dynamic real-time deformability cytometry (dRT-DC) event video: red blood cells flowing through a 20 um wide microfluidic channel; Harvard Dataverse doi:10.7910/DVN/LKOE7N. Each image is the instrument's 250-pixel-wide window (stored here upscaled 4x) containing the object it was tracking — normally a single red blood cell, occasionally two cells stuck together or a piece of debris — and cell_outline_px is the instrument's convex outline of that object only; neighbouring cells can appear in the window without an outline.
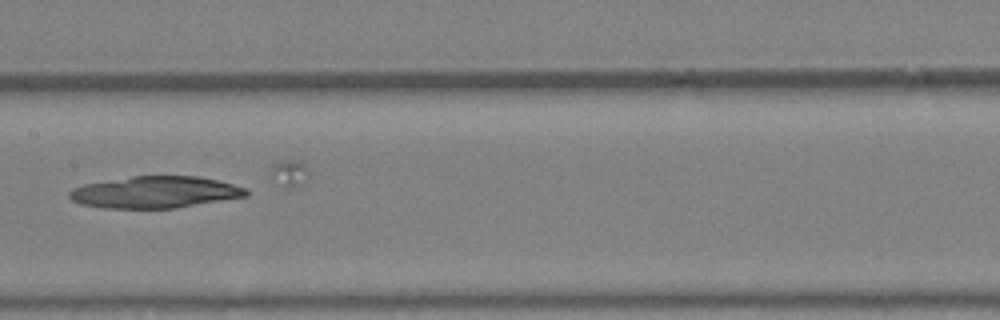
{"species": "Egyptian fruit bat (a non-hibernating species)", "species_latin": "Rousettus aegyptiacus", "temperature_condition": "warm", "stored_images_in_passage": 22, "camera_frame_rate_fps": 3000, "um_per_image_px": 0.085, "animal": {"sex": "female"}, "frame": {"image": 1, "passage_image": 11, "time_ms": 3.333, "image_size_px": [1000, 320], "cell_outline_px": [[248, 196], [176, 208], [104, 208], [80, 204], [72, 200], [68, 196], [68, 192], [72, 188], [84, 184], [132, 176], [196, 176], [216, 180], [248, 188]], "centroid_in_image_um": [13.17, 16.34], "position_along_channel_um": 194.2, "area_um2": 32.71}}
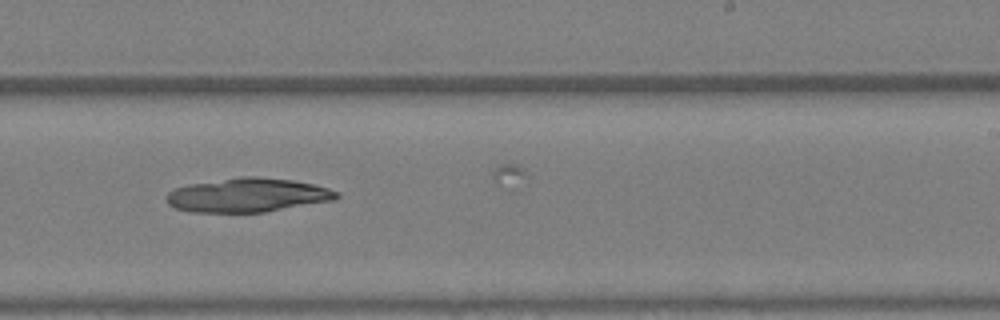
{"frame": {"image": 2, "passage_image": 15, "time_ms": 4.667, "image_size_px": [1000, 320], "cell_outline_px": [[340, 196], [336, 200], [264, 212], [192, 212], [176, 208], [168, 204], [168, 192], [172, 188], [188, 184], [240, 176], [256, 176], [292, 180], [312, 184], [328, 188], [340, 192]], "centroid_in_image_um": [21.07, 16.58], "position_along_channel_um": 267.9, "area_um2": 33.81}}
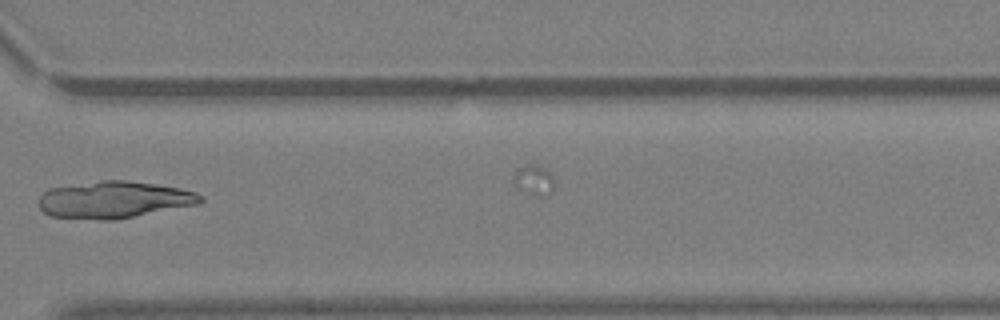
{"frame": {"image": 3, "passage_image": 20, "time_ms": 6.333, "image_size_px": [1000, 320], "cell_outline_px": [[204, 200], [200, 204], [116, 220], [100, 220], [48, 216], [40, 208], [40, 196], [48, 188], [100, 180], [128, 180], [156, 184], [180, 188], [196, 192], [204, 196]], "centroid_in_image_um": [9.73, 16.98], "position_along_channel_um": 360.9, "area_um2": 35.2}}